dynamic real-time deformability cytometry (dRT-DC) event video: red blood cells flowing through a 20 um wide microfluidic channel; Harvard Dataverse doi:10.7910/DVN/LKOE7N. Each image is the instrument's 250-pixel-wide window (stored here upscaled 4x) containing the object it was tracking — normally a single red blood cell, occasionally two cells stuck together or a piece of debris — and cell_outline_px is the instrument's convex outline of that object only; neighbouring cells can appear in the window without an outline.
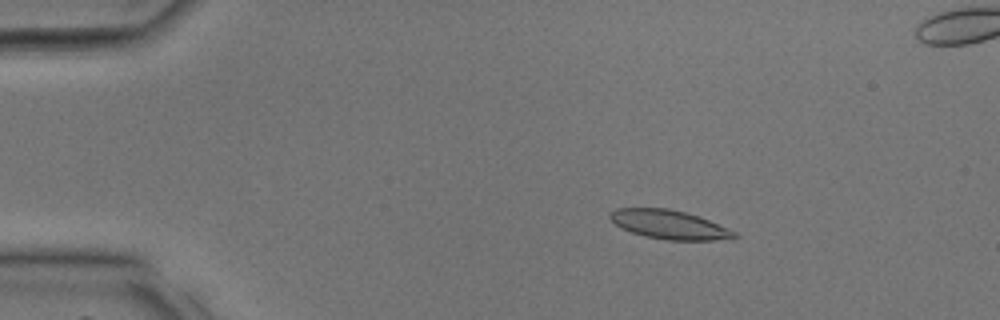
{"species": "common noctule bat (a hibernating species)", "species_latin": "Nyctalus noctula", "temperature_condition": "room temperature", "stored_images_in_passage": 32, "camera_frame_rate_fps": 3000, "um_per_image_px": 0.085, "animal": {"sex": "male", "body_mass_g": 17.9, "forearm_length_mm": 54.2}, "frame": {"image": 1, "passage_image": 1, "time_ms": 0.0, "image_size_px": [1000, 320], "cell_outline_px": [[740, 236], [712, 240], [668, 240], [644, 236], [620, 228], [608, 216], [616, 208], [668, 208], [684, 212], [708, 220], [736, 232]], "centroid_in_image_um": [56.84, 19.09], "position_along_channel_um": 28.2, "area_um2": 20.58}}
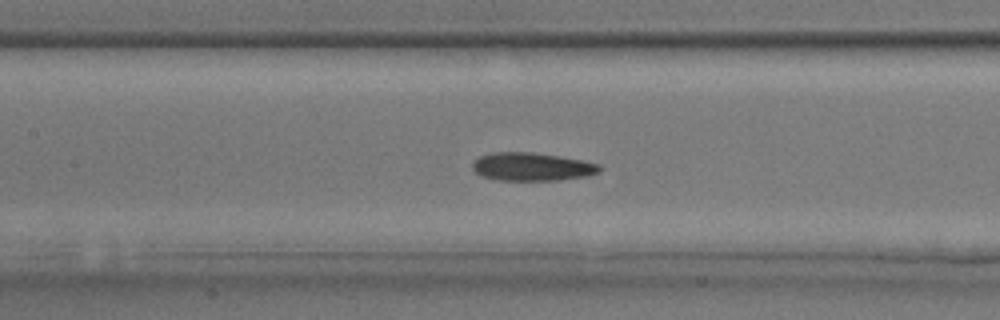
{"frame": {"image": 2, "passage_image": 12, "time_ms": 3.667, "image_size_px": [1000, 320], "cell_outline_px": [[600, 172], [588, 176], [560, 180], [500, 180], [480, 176], [472, 168], [472, 160], [480, 156], [492, 152], [532, 152], [560, 156], [584, 160], [600, 164]], "centroid_in_image_um": [45.22, 14.17], "position_along_channel_um": 162.2, "area_um2": 21.1}}
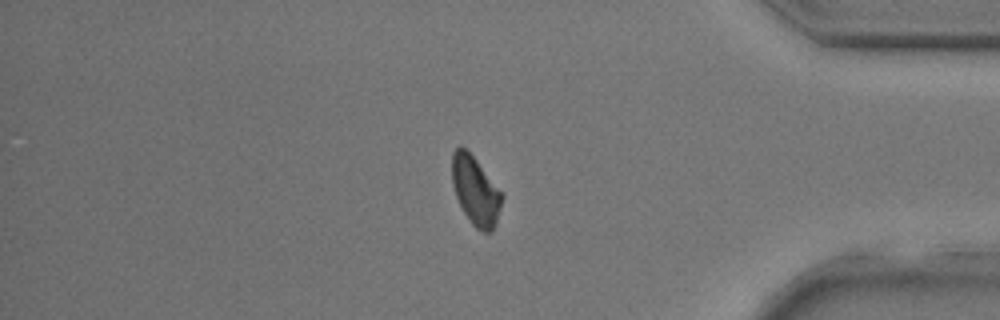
{"frame": {"image": 3, "passage_image": 26, "time_ms": 8.333, "image_size_px": [1000, 320], "cell_outline_px": [[504, 196], [496, 224], [492, 232], [480, 232], [472, 224], [464, 212], [456, 196], [452, 184], [452, 152], [460, 144], [476, 160]], "centroid_in_image_um": [40.41, 16.24], "position_along_channel_um": 394.8, "area_um2": 19.77}}